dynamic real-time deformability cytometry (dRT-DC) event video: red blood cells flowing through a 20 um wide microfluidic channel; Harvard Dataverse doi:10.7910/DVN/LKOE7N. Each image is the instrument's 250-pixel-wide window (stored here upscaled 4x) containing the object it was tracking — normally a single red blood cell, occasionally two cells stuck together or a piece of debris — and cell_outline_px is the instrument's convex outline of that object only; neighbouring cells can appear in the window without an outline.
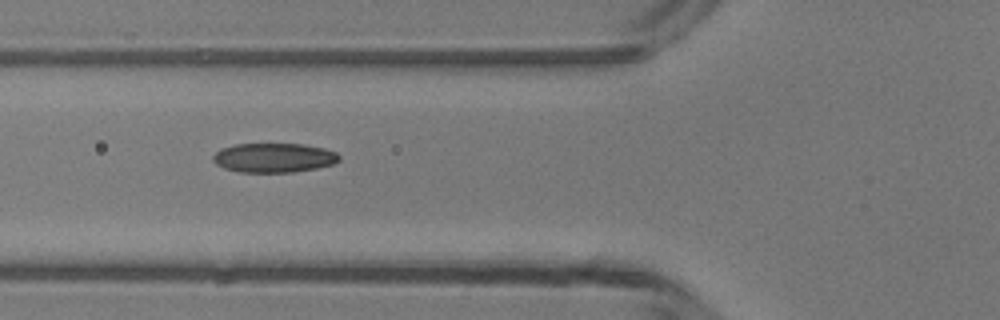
{"species": "common noctule bat (a hibernating species)", "species_latin": "Nyctalus noctula", "temperature_condition": "room temperature", "stored_images_in_passage": 32, "camera_frame_rate_fps": 3000, "um_per_image_px": 0.085, "animal": {"sex": "male", "body_mass_g": 13.3}, "frame": {"image": 1, "passage_image": 4, "time_ms": 1.0, "image_size_px": [1000, 320], "cell_outline_px": [[340, 160], [332, 164], [316, 168], [292, 172], [240, 172], [224, 168], [216, 164], [212, 160], [212, 156], [220, 148], [236, 144], [304, 144], [324, 148], [336, 152], [340, 156]], "centroid_in_image_um": [23.26, 13.4], "position_along_channel_um": 102.5, "area_um2": 21.62}}
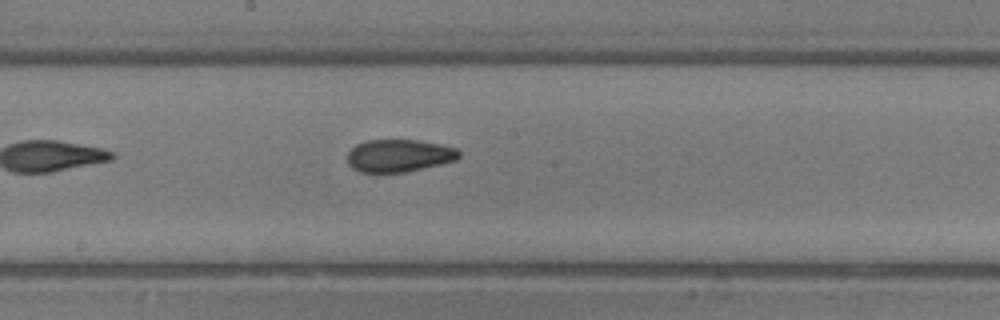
{"frame": {"image": 2, "passage_image": 12, "time_ms": 3.667, "image_size_px": [1000, 320], "cell_outline_px": [[460, 156], [456, 160], [440, 164], [404, 172], [360, 172], [352, 168], [348, 164], [348, 152], [356, 144], [364, 140], [420, 140], [440, 144], [456, 148], [460, 152]], "centroid_in_image_um": [33.9, 13.22], "position_along_channel_um": 214.3, "area_um2": 21.15}}
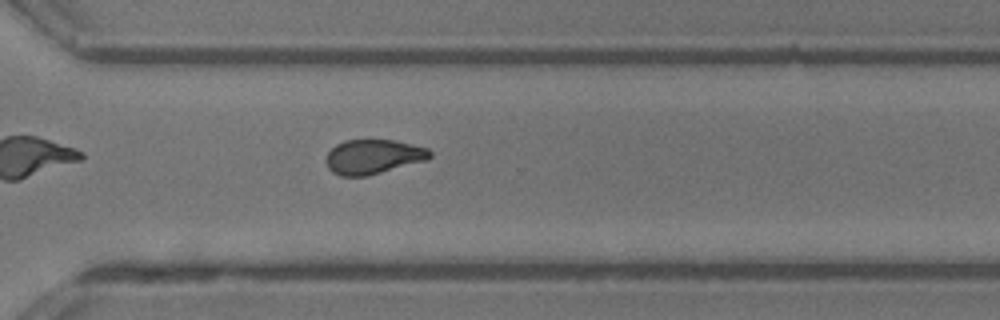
{"frame": {"image": 3, "passage_image": 21, "time_ms": 6.667, "image_size_px": [1000, 320], "cell_outline_px": [[432, 156], [424, 160], [368, 176], [340, 176], [332, 172], [328, 168], [324, 160], [328, 152], [336, 144], [344, 140], [392, 140], [428, 148], [432, 152]], "centroid_in_image_um": [31.67, 13.32], "position_along_channel_um": 338.9, "area_um2": 20.81}, "authors_computed_cell_mechanics": {"area_um2": 21.3571, "velocity_mm_per_s": 4.1646, "shape_relaxation_time_tau1_ms": 7.5454, "shape_relaxation_time_tau2_ms": 1.471, "deformation_change_tau1": 0.1825, "deformation_change_tau2": 0.0725}}